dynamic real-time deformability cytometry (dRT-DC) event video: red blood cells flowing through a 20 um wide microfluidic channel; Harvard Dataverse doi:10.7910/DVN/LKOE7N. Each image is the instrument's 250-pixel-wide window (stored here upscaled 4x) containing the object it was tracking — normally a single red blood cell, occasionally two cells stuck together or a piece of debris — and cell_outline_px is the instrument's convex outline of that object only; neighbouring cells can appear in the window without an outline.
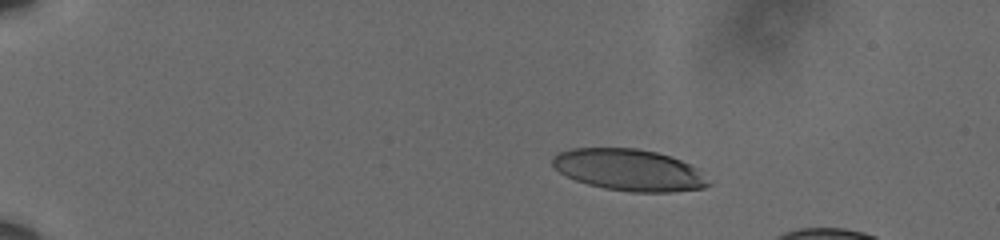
{"species": "human", "species_latin": "Homo sapiens", "temperature_condition": "cold", "stored_images_in_passage": 14, "camera_frame_rate_fps": 3000, "um_per_image_px": 0.085, "donor": {"sex": "male"}, "frame": {"image": 1, "passage_image": 5, "time_ms": 1.333, "image_size_px": [1000, 240], "cell_outline_px": [[712, 184], [704, 188], [672, 192], [632, 192], [604, 188], [588, 184], [564, 176], [552, 164], [552, 156], [560, 152], [572, 148], [636, 148], [656, 152], [680, 160], [700, 168]], "centroid_in_image_um": [53.5, 14.45], "position_along_channel_um": 31.5, "area_um2": 38.03}}
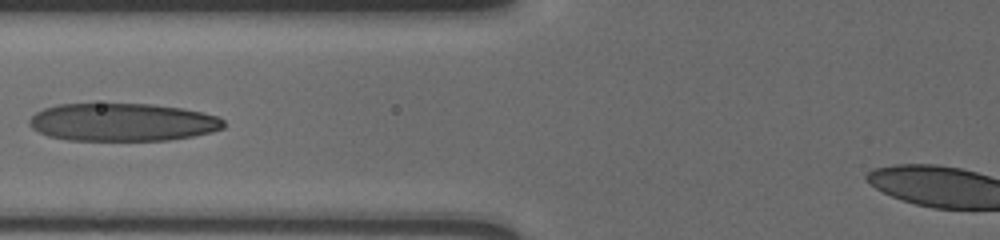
{"frame": {"image": 2, "passage_image": 11, "time_ms": 3.333, "image_size_px": [1000, 240], "cell_outline_px": [[224, 128], [212, 132], [192, 136], [168, 140], [68, 140], [48, 136], [32, 128], [28, 124], [28, 120], [36, 112], [44, 108], [56, 104], [152, 104], [180, 108], [200, 112], [216, 116], [224, 120]], "centroid_in_image_um": [10.38, 10.39], "position_along_channel_um": 115.4, "area_um2": 42.83}}
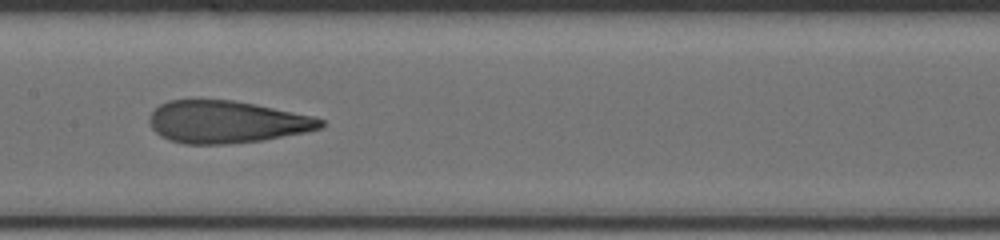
{"frame": {"image": 3, "passage_image": 13, "time_ms": 4.0, "image_size_px": [1000, 240], "cell_outline_px": [[324, 124], [320, 128], [304, 132], [260, 140], [224, 144], [184, 144], [160, 136], [152, 128], [148, 120], [148, 116], [160, 104], [168, 100], [192, 96], [232, 100], [256, 104], [312, 116], [324, 120]], "centroid_in_image_um": [19.16, 10.31], "position_along_channel_um": 188.2, "area_um2": 42.77}}